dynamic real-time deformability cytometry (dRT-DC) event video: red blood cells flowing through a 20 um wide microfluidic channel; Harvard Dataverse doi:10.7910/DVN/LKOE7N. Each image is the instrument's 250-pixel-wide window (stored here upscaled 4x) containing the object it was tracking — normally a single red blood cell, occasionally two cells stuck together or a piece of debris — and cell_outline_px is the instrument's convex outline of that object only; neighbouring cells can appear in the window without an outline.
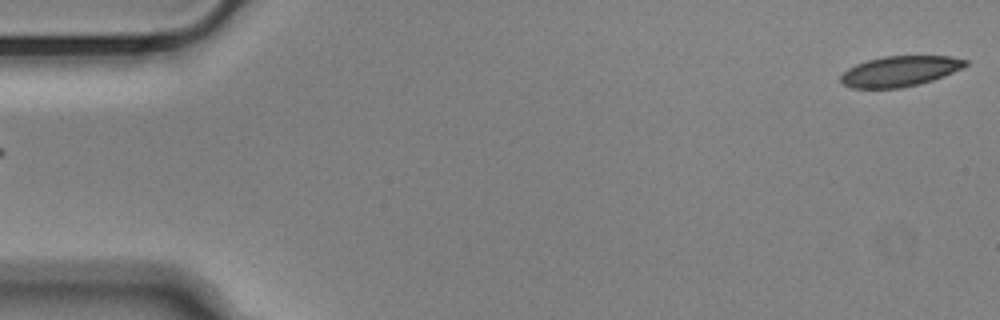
{"species": "Egyptian fruit bat (a non-hibernating species)", "species_latin": "Rousettus aegyptiacus", "temperature_condition": "cold", "stored_images_in_passage": 54, "camera_frame_rate_fps": 3000, "um_per_image_px": 0.085, "animal": {"sex": "male"}, "frame": {"image": 1, "passage_image": 1, "time_ms": 0.0, "image_size_px": [1000, 320], "cell_outline_px": [[968, 64], [944, 76], [932, 80], [900, 88], [852, 88], [844, 84], [840, 80], [840, 76], [848, 68], [856, 64], [868, 60], [884, 56], [952, 56], [968, 60]], "centroid_in_image_um": [76.48, 6.04], "position_along_channel_um": 8.5, "area_um2": 21.91}}
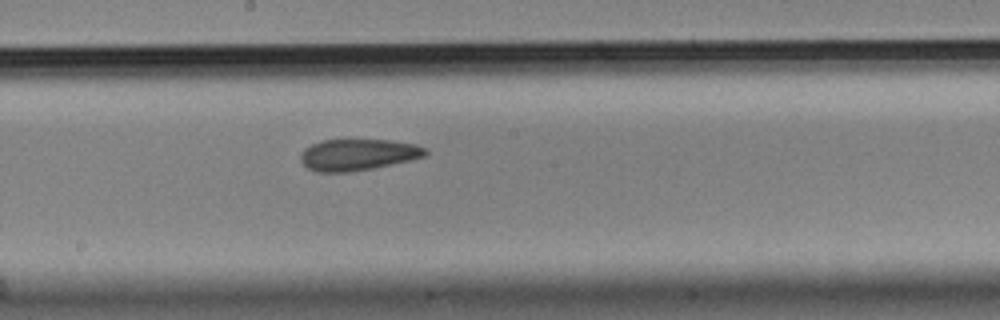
{"frame": {"image": 2, "passage_image": 29, "time_ms": 9.333, "image_size_px": [1000, 320], "cell_outline_px": [[428, 152], [424, 156], [408, 160], [372, 168], [348, 172], [316, 172], [308, 168], [300, 160], [300, 156], [304, 148], [320, 140], [388, 140], [416, 144], [428, 148]], "centroid_in_image_um": [30.4, 13.14], "position_along_channel_um": 217.8, "area_um2": 22.72}}
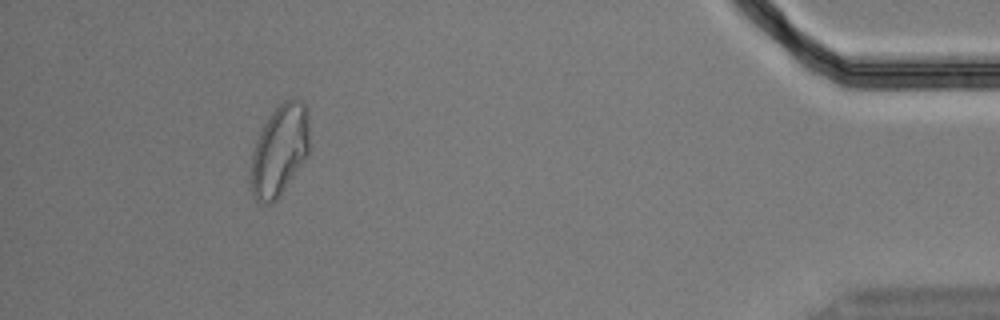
{"frame": {"image": 3, "passage_image": 50, "time_ms": 16.333, "image_size_px": [1000, 320], "cell_outline_px": [[308, 156], [276, 200], [268, 204], [260, 204], [252, 196], [252, 152], [256, 140], [264, 124], [272, 112], [284, 100], [296, 96], [304, 104], [308, 112]], "centroid_in_image_um": [23.77, 12.76], "position_along_channel_um": 411.4, "area_um2": 30.92}, "authors_computed_cell_mechanics": {"area_um2": 23.698, "velocity_mm_per_s": 3.6284, "shape_relaxation_time_tau1_ms": null, "shape_relaxation_time_tau2_ms": 3.5101, "deformation_change_tau1": null, "deformation_change_tau2": 0.1018}}